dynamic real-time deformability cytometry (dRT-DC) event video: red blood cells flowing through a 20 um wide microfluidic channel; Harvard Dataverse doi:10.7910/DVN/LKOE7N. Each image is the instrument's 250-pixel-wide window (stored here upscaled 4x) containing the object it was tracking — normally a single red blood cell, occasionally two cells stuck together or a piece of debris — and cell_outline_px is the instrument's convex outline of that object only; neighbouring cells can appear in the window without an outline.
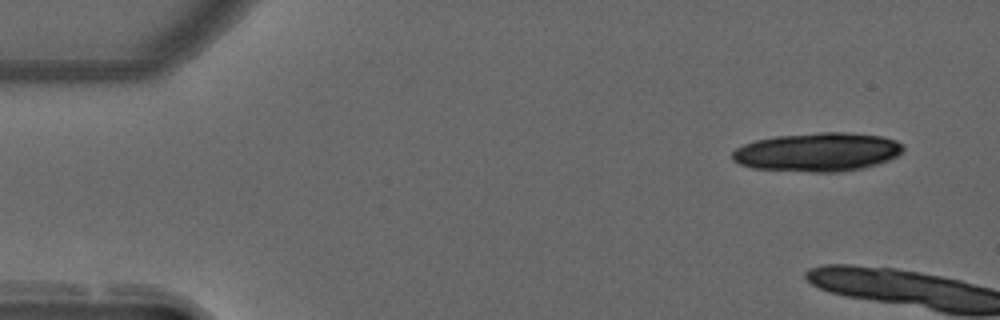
{"species": "common noctule bat (a hibernating species)", "species_latin": "Nyctalus noctula", "temperature_condition": "warm", "stored_images_in_passage": 4, "camera_frame_rate_fps": 3000, "um_per_image_px": 0.085, "animal": {"sex": "male", "forearm_length_mm": 52.5}, "frame": {"image": 1, "passage_image": 1, "time_ms": 0.0, "image_size_px": [1000, 320], "cell_outline_px": [[904, 148], [896, 156], [888, 160], [864, 168], [840, 172], [812, 172], [752, 168], [740, 164], [732, 160], [732, 152], [736, 148], [744, 144], [756, 140], [776, 136], [820, 132], [848, 132], [880, 136], [896, 140]], "centroid_in_image_um": [69.47, 12.92], "position_along_channel_um": 15.5, "area_um2": 38.49}}